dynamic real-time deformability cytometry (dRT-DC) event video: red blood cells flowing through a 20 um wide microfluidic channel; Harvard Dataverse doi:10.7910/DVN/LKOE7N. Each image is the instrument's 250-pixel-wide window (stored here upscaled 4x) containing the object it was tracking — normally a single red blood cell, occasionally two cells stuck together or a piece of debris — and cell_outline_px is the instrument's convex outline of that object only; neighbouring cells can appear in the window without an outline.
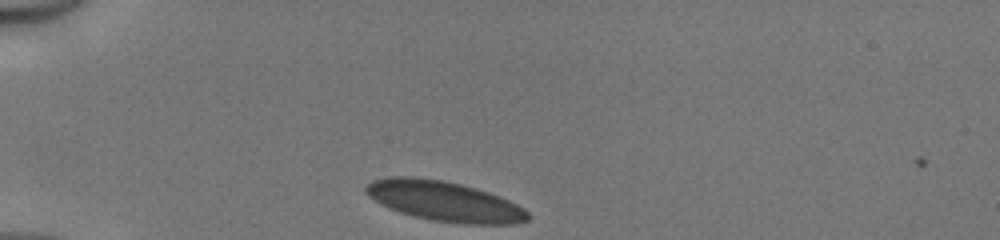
{"species": "human", "species_latin": "Homo sapiens", "temperature_condition": "cold", "stored_images_in_passage": 30, "camera_frame_rate_fps": 3000, "um_per_image_px": 0.085, "donor": {"sex": "male"}, "frame": {"image": 1, "passage_image": 1, "time_ms": 0.0, "image_size_px": [1000, 240], "cell_outline_px": [[532, 216], [528, 220], [516, 224], [464, 224], [432, 220], [400, 212], [388, 208], [380, 204], [368, 196], [364, 192], [364, 188], [372, 180], [388, 176], [412, 176], [444, 180], [476, 188], [500, 196], [524, 208]], "centroid_in_image_um": [37.76, 17.1], "position_along_channel_um": 47.2, "area_um2": 38.03}}
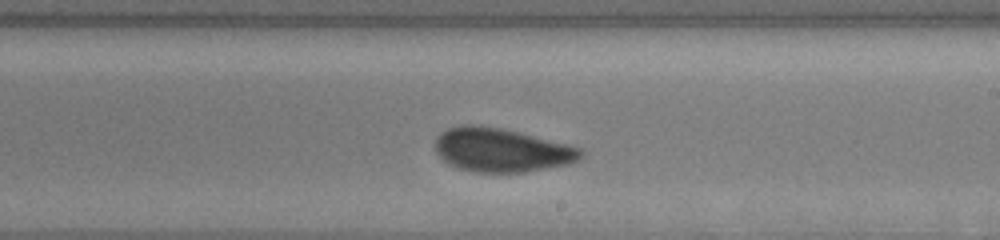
{"frame": {"image": 2, "passage_image": 18, "time_ms": 5.667, "image_size_px": [1000, 240], "cell_outline_px": [[584, 156], [572, 164], [524, 172], [476, 172], [456, 168], [448, 164], [436, 152], [436, 136], [440, 132], [448, 128], [460, 124], [480, 124], [520, 132], [584, 148]], "centroid_in_image_um": [42.65, 12.74], "position_along_channel_um": 246.3, "area_um2": 37.69}}
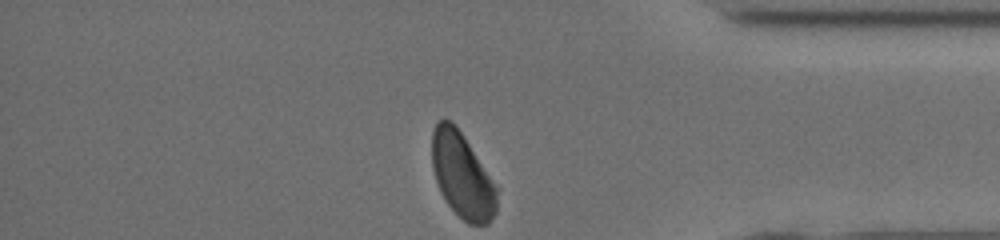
{"frame": {"image": 3, "passage_image": 30, "time_ms": 9.667, "image_size_px": [1000, 240], "cell_outline_px": [[496, 212], [488, 224], [468, 224], [448, 204], [440, 192], [432, 168], [432, 132], [436, 124], [444, 116], [452, 120], [464, 136], [496, 184]], "centroid_in_image_um": [39.27, 14.87], "position_along_channel_um": 395.9, "area_um2": 32.19}, "authors_computed_cell_mechanics": {"area_um2": 37.3677, "velocity_mm_per_s": 4.1254, "shape_relaxation_time_tau1_ms": 7.6857, "shape_relaxation_time_tau2_ms": 0.5348, "deformation_change_tau1": 0.1505, "deformation_change_tau2": 0.0691}}